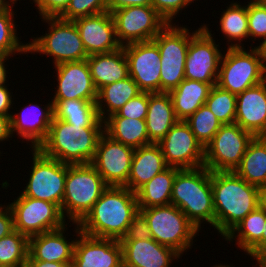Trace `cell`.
<instances>
[{
	"instance_id": "cell-1",
	"label": "cell",
	"mask_w": 266,
	"mask_h": 267,
	"mask_svg": "<svg viewBox=\"0 0 266 267\" xmlns=\"http://www.w3.org/2000/svg\"><path fill=\"white\" fill-rule=\"evenodd\" d=\"M138 210L136 193L125 186H108L78 225L88 236L120 241Z\"/></svg>"
},
{
	"instance_id": "cell-2",
	"label": "cell",
	"mask_w": 266,
	"mask_h": 267,
	"mask_svg": "<svg viewBox=\"0 0 266 267\" xmlns=\"http://www.w3.org/2000/svg\"><path fill=\"white\" fill-rule=\"evenodd\" d=\"M215 229L225 237L250 212L259 207L260 188L235 171L211 172Z\"/></svg>"
},
{
	"instance_id": "cell-3",
	"label": "cell",
	"mask_w": 266,
	"mask_h": 267,
	"mask_svg": "<svg viewBox=\"0 0 266 267\" xmlns=\"http://www.w3.org/2000/svg\"><path fill=\"white\" fill-rule=\"evenodd\" d=\"M104 127L72 125L53 116L46 140L39 150L66 164H88L94 159Z\"/></svg>"
},
{
	"instance_id": "cell-4",
	"label": "cell",
	"mask_w": 266,
	"mask_h": 267,
	"mask_svg": "<svg viewBox=\"0 0 266 267\" xmlns=\"http://www.w3.org/2000/svg\"><path fill=\"white\" fill-rule=\"evenodd\" d=\"M171 204L183 211L199 231L204 222L215 229L211 171L205 166L180 169L173 181Z\"/></svg>"
},
{
	"instance_id": "cell-5",
	"label": "cell",
	"mask_w": 266,
	"mask_h": 267,
	"mask_svg": "<svg viewBox=\"0 0 266 267\" xmlns=\"http://www.w3.org/2000/svg\"><path fill=\"white\" fill-rule=\"evenodd\" d=\"M108 187L91 163L67 164L61 211L69 223H79ZM67 217V218H66Z\"/></svg>"
},
{
	"instance_id": "cell-6",
	"label": "cell",
	"mask_w": 266,
	"mask_h": 267,
	"mask_svg": "<svg viewBox=\"0 0 266 267\" xmlns=\"http://www.w3.org/2000/svg\"><path fill=\"white\" fill-rule=\"evenodd\" d=\"M48 24V33L33 37L28 42V53H39L51 56L53 65L64 62L81 61L88 58L83 41L80 38L74 21L63 20L59 17H44Z\"/></svg>"
},
{
	"instance_id": "cell-7",
	"label": "cell",
	"mask_w": 266,
	"mask_h": 267,
	"mask_svg": "<svg viewBox=\"0 0 266 267\" xmlns=\"http://www.w3.org/2000/svg\"><path fill=\"white\" fill-rule=\"evenodd\" d=\"M227 47L222 55L216 85L238 95L266 80V68L257 46Z\"/></svg>"
},
{
	"instance_id": "cell-8",
	"label": "cell",
	"mask_w": 266,
	"mask_h": 267,
	"mask_svg": "<svg viewBox=\"0 0 266 267\" xmlns=\"http://www.w3.org/2000/svg\"><path fill=\"white\" fill-rule=\"evenodd\" d=\"M148 221L151 237L159 244L170 247L181 256L192 248L199 229L173 204L139 208Z\"/></svg>"
},
{
	"instance_id": "cell-9",
	"label": "cell",
	"mask_w": 266,
	"mask_h": 267,
	"mask_svg": "<svg viewBox=\"0 0 266 267\" xmlns=\"http://www.w3.org/2000/svg\"><path fill=\"white\" fill-rule=\"evenodd\" d=\"M185 26L169 23L153 39L161 56L160 92L169 93L185 79L190 39L200 29L191 33Z\"/></svg>"
},
{
	"instance_id": "cell-10",
	"label": "cell",
	"mask_w": 266,
	"mask_h": 267,
	"mask_svg": "<svg viewBox=\"0 0 266 267\" xmlns=\"http://www.w3.org/2000/svg\"><path fill=\"white\" fill-rule=\"evenodd\" d=\"M32 151L29 180L20 192L23 196L57 204L60 208L64 198L67 164L45 156L38 148Z\"/></svg>"
},
{
	"instance_id": "cell-11",
	"label": "cell",
	"mask_w": 266,
	"mask_h": 267,
	"mask_svg": "<svg viewBox=\"0 0 266 267\" xmlns=\"http://www.w3.org/2000/svg\"><path fill=\"white\" fill-rule=\"evenodd\" d=\"M8 205L13 213L14 229L28 238L69 224L61 208L48 201L20 194Z\"/></svg>"
},
{
	"instance_id": "cell-12",
	"label": "cell",
	"mask_w": 266,
	"mask_h": 267,
	"mask_svg": "<svg viewBox=\"0 0 266 267\" xmlns=\"http://www.w3.org/2000/svg\"><path fill=\"white\" fill-rule=\"evenodd\" d=\"M254 136L238 124H224L204 148V166L211 172L234 171Z\"/></svg>"
},
{
	"instance_id": "cell-13",
	"label": "cell",
	"mask_w": 266,
	"mask_h": 267,
	"mask_svg": "<svg viewBox=\"0 0 266 267\" xmlns=\"http://www.w3.org/2000/svg\"><path fill=\"white\" fill-rule=\"evenodd\" d=\"M209 26L203 24L191 37L186 61L185 79L216 85L219 74L222 50L216 44ZM213 35V36H212Z\"/></svg>"
},
{
	"instance_id": "cell-14",
	"label": "cell",
	"mask_w": 266,
	"mask_h": 267,
	"mask_svg": "<svg viewBox=\"0 0 266 267\" xmlns=\"http://www.w3.org/2000/svg\"><path fill=\"white\" fill-rule=\"evenodd\" d=\"M111 14L121 46L153 40L168 24L151 5L120 8Z\"/></svg>"
},
{
	"instance_id": "cell-15",
	"label": "cell",
	"mask_w": 266,
	"mask_h": 267,
	"mask_svg": "<svg viewBox=\"0 0 266 267\" xmlns=\"http://www.w3.org/2000/svg\"><path fill=\"white\" fill-rule=\"evenodd\" d=\"M157 144L169 167L194 169L204 166V147L183 120H178Z\"/></svg>"
},
{
	"instance_id": "cell-16",
	"label": "cell",
	"mask_w": 266,
	"mask_h": 267,
	"mask_svg": "<svg viewBox=\"0 0 266 267\" xmlns=\"http://www.w3.org/2000/svg\"><path fill=\"white\" fill-rule=\"evenodd\" d=\"M134 150L104 132L91 164L108 186H124L128 181Z\"/></svg>"
},
{
	"instance_id": "cell-17",
	"label": "cell",
	"mask_w": 266,
	"mask_h": 267,
	"mask_svg": "<svg viewBox=\"0 0 266 267\" xmlns=\"http://www.w3.org/2000/svg\"><path fill=\"white\" fill-rule=\"evenodd\" d=\"M128 62L129 76L142 92H160L161 56L153 41L122 46Z\"/></svg>"
},
{
	"instance_id": "cell-18",
	"label": "cell",
	"mask_w": 266,
	"mask_h": 267,
	"mask_svg": "<svg viewBox=\"0 0 266 267\" xmlns=\"http://www.w3.org/2000/svg\"><path fill=\"white\" fill-rule=\"evenodd\" d=\"M55 67L57 86L51 100H97L87 60L64 62Z\"/></svg>"
},
{
	"instance_id": "cell-19",
	"label": "cell",
	"mask_w": 266,
	"mask_h": 267,
	"mask_svg": "<svg viewBox=\"0 0 266 267\" xmlns=\"http://www.w3.org/2000/svg\"><path fill=\"white\" fill-rule=\"evenodd\" d=\"M71 267H123L120 241L92 237L81 232L74 246Z\"/></svg>"
},
{
	"instance_id": "cell-20",
	"label": "cell",
	"mask_w": 266,
	"mask_h": 267,
	"mask_svg": "<svg viewBox=\"0 0 266 267\" xmlns=\"http://www.w3.org/2000/svg\"><path fill=\"white\" fill-rule=\"evenodd\" d=\"M87 55L110 53L122 46L116 38L112 14L105 11L74 20Z\"/></svg>"
},
{
	"instance_id": "cell-21",
	"label": "cell",
	"mask_w": 266,
	"mask_h": 267,
	"mask_svg": "<svg viewBox=\"0 0 266 267\" xmlns=\"http://www.w3.org/2000/svg\"><path fill=\"white\" fill-rule=\"evenodd\" d=\"M30 104V105H29ZM21 107L19 113L11 112V133L22 137L30 148L37 149L46 140L54 116L53 103L50 101L43 108L41 105L29 103Z\"/></svg>"
},
{
	"instance_id": "cell-22",
	"label": "cell",
	"mask_w": 266,
	"mask_h": 267,
	"mask_svg": "<svg viewBox=\"0 0 266 267\" xmlns=\"http://www.w3.org/2000/svg\"><path fill=\"white\" fill-rule=\"evenodd\" d=\"M76 224V238L67 240L64 235L67 225L64 227L38 234L29 238L28 260H39L59 263H72L74 255V246L77 236L81 233L78 223Z\"/></svg>"
},
{
	"instance_id": "cell-23",
	"label": "cell",
	"mask_w": 266,
	"mask_h": 267,
	"mask_svg": "<svg viewBox=\"0 0 266 267\" xmlns=\"http://www.w3.org/2000/svg\"><path fill=\"white\" fill-rule=\"evenodd\" d=\"M123 267H170L181 255L174 249L157 243L153 238L120 240Z\"/></svg>"
},
{
	"instance_id": "cell-24",
	"label": "cell",
	"mask_w": 266,
	"mask_h": 267,
	"mask_svg": "<svg viewBox=\"0 0 266 267\" xmlns=\"http://www.w3.org/2000/svg\"><path fill=\"white\" fill-rule=\"evenodd\" d=\"M235 123L254 137L266 135V80L237 95Z\"/></svg>"
},
{
	"instance_id": "cell-25",
	"label": "cell",
	"mask_w": 266,
	"mask_h": 267,
	"mask_svg": "<svg viewBox=\"0 0 266 267\" xmlns=\"http://www.w3.org/2000/svg\"><path fill=\"white\" fill-rule=\"evenodd\" d=\"M168 167L157 143L136 148L134 150L128 181L124 186L136 193L155 175L163 172Z\"/></svg>"
},
{
	"instance_id": "cell-26",
	"label": "cell",
	"mask_w": 266,
	"mask_h": 267,
	"mask_svg": "<svg viewBox=\"0 0 266 267\" xmlns=\"http://www.w3.org/2000/svg\"><path fill=\"white\" fill-rule=\"evenodd\" d=\"M265 222L266 213L258 207L241 220L224 239L231 243L233 240L236 241L239 250H243L250 258H262V234Z\"/></svg>"
},
{
	"instance_id": "cell-27",
	"label": "cell",
	"mask_w": 266,
	"mask_h": 267,
	"mask_svg": "<svg viewBox=\"0 0 266 267\" xmlns=\"http://www.w3.org/2000/svg\"><path fill=\"white\" fill-rule=\"evenodd\" d=\"M86 60L97 91L105 85L129 77L128 62L123 47L110 53L89 55Z\"/></svg>"
},
{
	"instance_id": "cell-28",
	"label": "cell",
	"mask_w": 266,
	"mask_h": 267,
	"mask_svg": "<svg viewBox=\"0 0 266 267\" xmlns=\"http://www.w3.org/2000/svg\"><path fill=\"white\" fill-rule=\"evenodd\" d=\"M146 127L149 140L158 143L178 121L171 96L165 92H149Z\"/></svg>"
},
{
	"instance_id": "cell-29",
	"label": "cell",
	"mask_w": 266,
	"mask_h": 267,
	"mask_svg": "<svg viewBox=\"0 0 266 267\" xmlns=\"http://www.w3.org/2000/svg\"><path fill=\"white\" fill-rule=\"evenodd\" d=\"M212 85L196 80L184 79L169 92L174 112L178 120L185 121L205 104Z\"/></svg>"
},
{
	"instance_id": "cell-30",
	"label": "cell",
	"mask_w": 266,
	"mask_h": 267,
	"mask_svg": "<svg viewBox=\"0 0 266 267\" xmlns=\"http://www.w3.org/2000/svg\"><path fill=\"white\" fill-rule=\"evenodd\" d=\"M141 92L130 76L100 88L96 100L99 118L104 121L110 115L117 113L130 99Z\"/></svg>"
},
{
	"instance_id": "cell-31",
	"label": "cell",
	"mask_w": 266,
	"mask_h": 267,
	"mask_svg": "<svg viewBox=\"0 0 266 267\" xmlns=\"http://www.w3.org/2000/svg\"><path fill=\"white\" fill-rule=\"evenodd\" d=\"M104 132L112 139L134 149L152 143L145 120L119 117L116 113L104 120Z\"/></svg>"
},
{
	"instance_id": "cell-32",
	"label": "cell",
	"mask_w": 266,
	"mask_h": 267,
	"mask_svg": "<svg viewBox=\"0 0 266 267\" xmlns=\"http://www.w3.org/2000/svg\"><path fill=\"white\" fill-rule=\"evenodd\" d=\"M54 117L72 125L82 127H104L99 118L96 101L81 99L51 100Z\"/></svg>"
},
{
	"instance_id": "cell-33",
	"label": "cell",
	"mask_w": 266,
	"mask_h": 267,
	"mask_svg": "<svg viewBox=\"0 0 266 267\" xmlns=\"http://www.w3.org/2000/svg\"><path fill=\"white\" fill-rule=\"evenodd\" d=\"M179 170L177 167H168L143 185L136 192L138 208L171 204L173 181Z\"/></svg>"
},
{
	"instance_id": "cell-34",
	"label": "cell",
	"mask_w": 266,
	"mask_h": 267,
	"mask_svg": "<svg viewBox=\"0 0 266 267\" xmlns=\"http://www.w3.org/2000/svg\"><path fill=\"white\" fill-rule=\"evenodd\" d=\"M234 171L249 184L259 188L266 186V142L261 137H254L248 144Z\"/></svg>"
},
{
	"instance_id": "cell-35",
	"label": "cell",
	"mask_w": 266,
	"mask_h": 267,
	"mask_svg": "<svg viewBox=\"0 0 266 267\" xmlns=\"http://www.w3.org/2000/svg\"><path fill=\"white\" fill-rule=\"evenodd\" d=\"M244 5L233 0L221 14L219 30L226 38L228 48L244 47L243 39L249 38L247 5Z\"/></svg>"
},
{
	"instance_id": "cell-36",
	"label": "cell",
	"mask_w": 266,
	"mask_h": 267,
	"mask_svg": "<svg viewBox=\"0 0 266 267\" xmlns=\"http://www.w3.org/2000/svg\"><path fill=\"white\" fill-rule=\"evenodd\" d=\"M29 238L13 230L0 239V267H20L28 260Z\"/></svg>"
},
{
	"instance_id": "cell-37",
	"label": "cell",
	"mask_w": 266,
	"mask_h": 267,
	"mask_svg": "<svg viewBox=\"0 0 266 267\" xmlns=\"http://www.w3.org/2000/svg\"><path fill=\"white\" fill-rule=\"evenodd\" d=\"M10 6L6 11L0 13V55L15 56V54H27L28 43L20 41L17 35L18 26L14 19L16 14ZM15 12V13H14Z\"/></svg>"
},
{
	"instance_id": "cell-38",
	"label": "cell",
	"mask_w": 266,
	"mask_h": 267,
	"mask_svg": "<svg viewBox=\"0 0 266 267\" xmlns=\"http://www.w3.org/2000/svg\"><path fill=\"white\" fill-rule=\"evenodd\" d=\"M205 105L222 125L235 123L237 95L214 85Z\"/></svg>"
},
{
	"instance_id": "cell-39",
	"label": "cell",
	"mask_w": 266,
	"mask_h": 267,
	"mask_svg": "<svg viewBox=\"0 0 266 267\" xmlns=\"http://www.w3.org/2000/svg\"><path fill=\"white\" fill-rule=\"evenodd\" d=\"M185 122L204 148L222 126L205 104L189 116Z\"/></svg>"
},
{
	"instance_id": "cell-40",
	"label": "cell",
	"mask_w": 266,
	"mask_h": 267,
	"mask_svg": "<svg viewBox=\"0 0 266 267\" xmlns=\"http://www.w3.org/2000/svg\"><path fill=\"white\" fill-rule=\"evenodd\" d=\"M108 11V0H70L59 18L67 21Z\"/></svg>"
},
{
	"instance_id": "cell-41",
	"label": "cell",
	"mask_w": 266,
	"mask_h": 267,
	"mask_svg": "<svg viewBox=\"0 0 266 267\" xmlns=\"http://www.w3.org/2000/svg\"><path fill=\"white\" fill-rule=\"evenodd\" d=\"M249 39H266V7L256 0H250L247 4Z\"/></svg>"
},
{
	"instance_id": "cell-42",
	"label": "cell",
	"mask_w": 266,
	"mask_h": 267,
	"mask_svg": "<svg viewBox=\"0 0 266 267\" xmlns=\"http://www.w3.org/2000/svg\"><path fill=\"white\" fill-rule=\"evenodd\" d=\"M149 92H141L130 99L116 114L119 117L145 120L148 111Z\"/></svg>"
},
{
	"instance_id": "cell-43",
	"label": "cell",
	"mask_w": 266,
	"mask_h": 267,
	"mask_svg": "<svg viewBox=\"0 0 266 267\" xmlns=\"http://www.w3.org/2000/svg\"><path fill=\"white\" fill-rule=\"evenodd\" d=\"M191 5L189 0H151V6L167 21L172 23L173 18L187 6Z\"/></svg>"
},
{
	"instance_id": "cell-44",
	"label": "cell",
	"mask_w": 266,
	"mask_h": 267,
	"mask_svg": "<svg viewBox=\"0 0 266 267\" xmlns=\"http://www.w3.org/2000/svg\"><path fill=\"white\" fill-rule=\"evenodd\" d=\"M151 237L148 221L144 214L138 212L132 217L125 236L121 240H143Z\"/></svg>"
},
{
	"instance_id": "cell-45",
	"label": "cell",
	"mask_w": 266,
	"mask_h": 267,
	"mask_svg": "<svg viewBox=\"0 0 266 267\" xmlns=\"http://www.w3.org/2000/svg\"><path fill=\"white\" fill-rule=\"evenodd\" d=\"M33 2L40 18H44L59 17L66 10L70 0H33Z\"/></svg>"
},
{
	"instance_id": "cell-46",
	"label": "cell",
	"mask_w": 266,
	"mask_h": 267,
	"mask_svg": "<svg viewBox=\"0 0 266 267\" xmlns=\"http://www.w3.org/2000/svg\"><path fill=\"white\" fill-rule=\"evenodd\" d=\"M14 230L13 213L9 205L0 204V239Z\"/></svg>"
},
{
	"instance_id": "cell-47",
	"label": "cell",
	"mask_w": 266,
	"mask_h": 267,
	"mask_svg": "<svg viewBox=\"0 0 266 267\" xmlns=\"http://www.w3.org/2000/svg\"><path fill=\"white\" fill-rule=\"evenodd\" d=\"M7 88V85L0 86V115L10 117L12 114L10 113V109H13L11 107L14 105V97L12 95L13 93L10 92L11 90Z\"/></svg>"
},
{
	"instance_id": "cell-48",
	"label": "cell",
	"mask_w": 266,
	"mask_h": 267,
	"mask_svg": "<svg viewBox=\"0 0 266 267\" xmlns=\"http://www.w3.org/2000/svg\"><path fill=\"white\" fill-rule=\"evenodd\" d=\"M151 5V0H108V11L130 7V6H147Z\"/></svg>"
},
{
	"instance_id": "cell-49",
	"label": "cell",
	"mask_w": 266,
	"mask_h": 267,
	"mask_svg": "<svg viewBox=\"0 0 266 267\" xmlns=\"http://www.w3.org/2000/svg\"><path fill=\"white\" fill-rule=\"evenodd\" d=\"M12 137L10 117L0 115V142L8 141Z\"/></svg>"
},
{
	"instance_id": "cell-50",
	"label": "cell",
	"mask_w": 266,
	"mask_h": 267,
	"mask_svg": "<svg viewBox=\"0 0 266 267\" xmlns=\"http://www.w3.org/2000/svg\"><path fill=\"white\" fill-rule=\"evenodd\" d=\"M27 267H71L72 263L48 262L39 260H27Z\"/></svg>"
},
{
	"instance_id": "cell-51",
	"label": "cell",
	"mask_w": 266,
	"mask_h": 267,
	"mask_svg": "<svg viewBox=\"0 0 266 267\" xmlns=\"http://www.w3.org/2000/svg\"><path fill=\"white\" fill-rule=\"evenodd\" d=\"M11 58L13 56H10V55H0V86L1 85H5L7 82H8V71L7 70V64H5V62H7L9 59L8 58ZM7 81V82H6Z\"/></svg>"
},
{
	"instance_id": "cell-52",
	"label": "cell",
	"mask_w": 266,
	"mask_h": 267,
	"mask_svg": "<svg viewBox=\"0 0 266 267\" xmlns=\"http://www.w3.org/2000/svg\"><path fill=\"white\" fill-rule=\"evenodd\" d=\"M259 207L266 213V186L260 187Z\"/></svg>"
},
{
	"instance_id": "cell-53",
	"label": "cell",
	"mask_w": 266,
	"mask_h": 267,
	"mask_svg": "<svg viewBox=\"0 0 266 267\" xmlns=\"http://www.w3.org/2000/svg\"><path fill=\"white\" fill-rule=\"evenodd\" d=\"M258 45H257V47L260 50V53H261V57L263 59L264 66L266 68V39L264 41L260 42Z\"/></svg>"
},
{
	"instance_id": "cell-54",
	"label": "cell",
	"mask_w": 266,
	"mask_h": 267,
	"mask_svg": "<svg viewBox=\"0 0 266 267\" xmlns=\"http://www.w3.org/2000/svg\"><path fill=\"white\" fill-rule=\"evenodd\" d=\"M262 258H266V222L262 234Z\"/></svg>"
},
{
	"instance_id": "cell-55",
	"label": "cell",
	"mask_w": 266,
	"mask_h": 267,
	"mask_svg": "<svg viewBox=\"0 0 266 267\" xmlns=\"http://www.w3.org/2000/svg\"><path fill=\"white\" fill-rule=\"evenodd\" d=\"M251 259H255V261H257L256 265L258 266H255V267H266V258L257 257V258H251Z\"/></svg>"
},
{
	"instance_id": "cell-56",
	"label": "cell",
	"mask_w": 266,
	"mask_h": 267,
	"mask_svg": "<svg viewBox=\"0 0 266 267\" xmlns=\"http://www.w3.org/2000/svg\"><path fill=\"white\" fill-rule=\"evenodd\" d=\"M9 7V4L5 0H0V13L6 11Z\"/></svg>"
},
{
	"instance_id": "cell-57",
	"label": "cell",
	"mask_w": 266,
	"mask_h": 267,
	"mask_svg": "<svg viewBox=\"0 0 266 267\" xmlns=\"http://www.w3.org/2000/svg\"><path fill=\"white\" fill-rule=\"evenodd\" d=\"M5 1L9 4V6H12V7H14V4H16L17 1H19L20 3V0H5Z\"/></svg>"
},
{
	"instance_id": "cell-58",
	"label": "cell",
	"mask_w": 266,
	"mask_h": 267,
	"mask_svg": "<svg viewBox=\"0 0 266 267\" xmlns=\"http://www.w3.org/2000/svg\"><path fill=\"white\" fill-rule=\"evenodd\" d=\"M212 267H234L233 265L231 266V265H225V264H216V265H213Z\"/></svg>"
},
{
	"instance_id": "cell-59",
	"label": "cell",
	"mask_w": 266,
	"mask_h": 267,
	"mask_svg": "<svg viewBox=\"0 0 266 267\" xmlns=\"http://www.w3.org/2000/svg\"><path fill=\"white\" fill-rule=\"evenodd\" d=\"M259 4L266 7V0H256Z\"/></svg>"
},
{
	"instance_id": "cell-60",
	"label": "cell",
	"mask_w": 266,
	"mask_h": 267,
	"mask_svg": "<svg viewBox=\"0 0 266 267\" xmlns=\"http://www.w3.org/2000/svg\"><path fill=\"white\" fill-rule=\"evenodd\" d=\"M261 138L266 142V135L265 136H261Z\"/></svg>"
},
{
	"instance_id": "cell-61",
	"label": "cell",
	"mask_w": 266,
	"mask_h": 267,
	"mask_svg": "<svg viewBox=\"0 0 266 267\" xmlns=\"http://www.w3.org/2000/svg\"><path fill=\"white\" fill-rule=\"evenodd\" d=\"M190 1V3L192 4V2L194 3V1H197V0H189Z\"/></svg>"
}]
</instances>
